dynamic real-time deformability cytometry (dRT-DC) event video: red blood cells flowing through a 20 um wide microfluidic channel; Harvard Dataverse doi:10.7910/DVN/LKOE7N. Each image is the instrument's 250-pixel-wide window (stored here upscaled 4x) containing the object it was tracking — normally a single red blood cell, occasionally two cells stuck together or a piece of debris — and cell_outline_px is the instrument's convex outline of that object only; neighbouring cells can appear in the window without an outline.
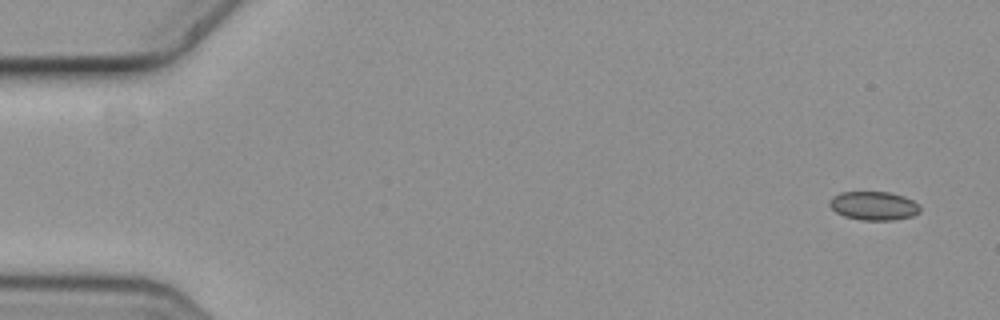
{"species": "common noctule bat (a hibernating species)", "species_latin": "Nyctalus noctula", "temperature_condition": "cold", "stored_images_in_passage": 6, "camera_frame_rate_fps": 3000, "um_per_image_px": 0.085, "animal": {"sex": "female", "body_mass_g": 19.3, "forearm_length_mm": 54.1}, "frame": {"image": 1, "passage_image": 1, "time_ms": 0.0, "image_size_px": [1000, 320], "cell_outline_px": [[920, 212], [912, 216], [892, 220], [860, 220], [844, 216], [836, 212], [828, 204], [832, 196], [840, 192], [888, 192], [904, 196], [912, 200], [920, 208]], "centroid_in_image_um": [74.24, 17.49], "position_along_channel_um": 10.8, "area_um2": 15.09}}
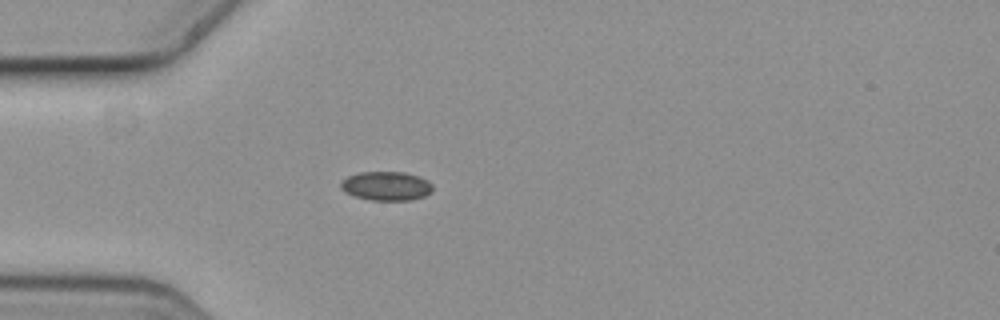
{"frame": {"image": 2, "passage_image": 5, "time_ms": 1.333, "image_size_px": [1000, 320], "cell_outline_px": [[432, 192], [424, 196], [412, 200], [368, 200], [356, 196], [340, 188], [340, 184], [348, 176], [360, 172], [404, 172], [420, 176], [428, 180], [432, 184]], "centroid_in_image_um": [32.88, 15.8], "position_along_channel_um": 52.1, "area_um2": 15.49}}